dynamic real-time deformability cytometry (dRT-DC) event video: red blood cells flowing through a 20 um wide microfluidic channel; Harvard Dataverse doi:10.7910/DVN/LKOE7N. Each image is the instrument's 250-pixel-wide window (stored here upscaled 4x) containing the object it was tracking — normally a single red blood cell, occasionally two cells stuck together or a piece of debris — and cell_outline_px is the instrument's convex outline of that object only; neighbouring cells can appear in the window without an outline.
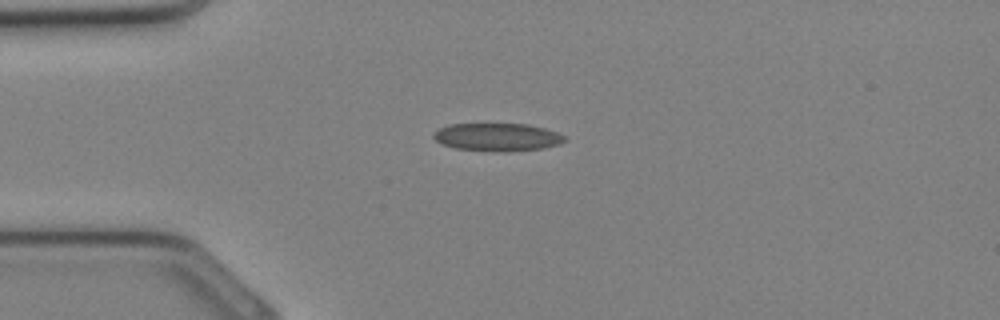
{"species": "Egyptian fruit bat (a non-hibernating species)", "species_latin": "Rousettus aegyptiacus", "temperature_condition": "cold", "stored_images_in_passage": 27, "camera_frame_rate_fps": 3000, "um_per_image_px": 0.085, "animal": {"sex": "female"}, "frame": {"image": 1, "passage_image": 2, "time_ms": 0.333, "image_size_px": [1000, 320], "cell_outline_px": [[568, 140], [560, 144], [544, 148], [500, 152], [456, 148], [444, 144], [436, 140], [432, 136], [432, 132], [448, 124], [528, 124], [544, 128], [568, 136]], "centroid_in_image_um": [42.32, 11.65], "position_along_channel_um": 42.7, "area_um2": 21.39}}
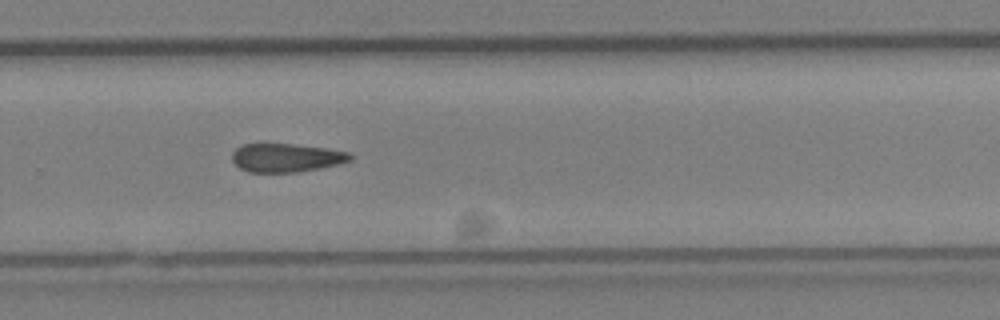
{"frame": {"image": 2, "passage_image": 16, "time_ms": 5.0, "image_size_px": [1000, 320], "cell_outline_px": [[352, 160], [340, 164], [320, 168], [296, 172], [248, 172], [240, 168], [232, 160], [232, 152], [236, 148], [244, 144], [292, 144], [324, 148], [348, 152], [352, 156]], "centroid_in_image_um": [24.33, 13.41], "position_along_channel_um": 305.5, "area_um2": 19.54}}
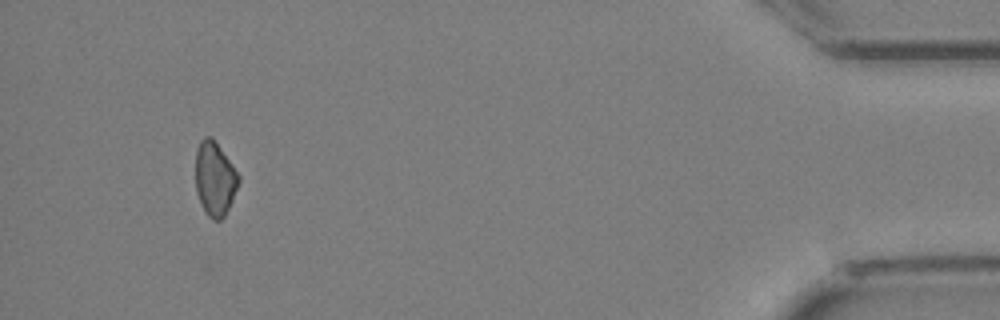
{"frame": {"image": 3, "passage_image": 25, "time_ms": 8.0, "image_size_px": [1000, 320], "cell_outline_px": [[240, 180], [232, 200], [224, 216], [220, 220], [212, 220], [204, 212], [200, 204], [196, 192], [196, 148], [200, 140], [204, 136], [212, 136], [232, 164], [240, 176]], "centroid_in_image_um": [18.24, 15.19], "position_along_channel_um": 417.0, "area_um2": 18.73}}